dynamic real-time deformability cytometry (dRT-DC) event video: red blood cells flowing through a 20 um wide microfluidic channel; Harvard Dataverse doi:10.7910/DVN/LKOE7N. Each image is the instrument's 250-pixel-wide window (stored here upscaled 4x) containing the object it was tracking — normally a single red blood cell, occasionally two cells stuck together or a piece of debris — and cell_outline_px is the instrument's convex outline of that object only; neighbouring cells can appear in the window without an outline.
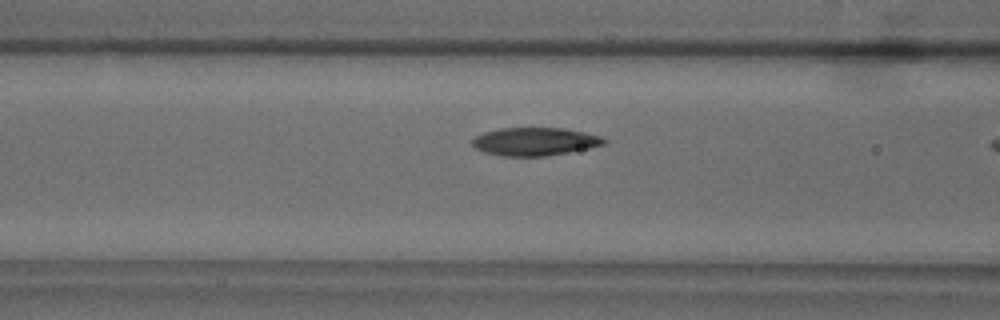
{"species": "common noctule bat (a hibernating species)", "species_latin": "Nyctalus noctula", "temperature_condition": "warm", "stored_images_in_passage": 11, "camera_frame_rate_fps": 3000, "um_per_image_px": 0.085, "animal": {"sex": "male", "body_mass_g": 18.8}, "frame": {"image": 1, "passage_image": 10, "time_ms": 3.0, "image_size_px": [1000, 320], "cell_outline_px": [[608, 140], [604, 144], [588, 148], [568, 152], [544, 156], [504, 156], [484, 152], [476, 148], [472, 144], [472, 140], [476, 136], [484, 132], [500, 128], [564, 128], [584, 132], [600, 136]], "centroid_in_image_um": [45.46, 12.02], "position_along_channel_um": 121.1, "area_um2": 21.39}}